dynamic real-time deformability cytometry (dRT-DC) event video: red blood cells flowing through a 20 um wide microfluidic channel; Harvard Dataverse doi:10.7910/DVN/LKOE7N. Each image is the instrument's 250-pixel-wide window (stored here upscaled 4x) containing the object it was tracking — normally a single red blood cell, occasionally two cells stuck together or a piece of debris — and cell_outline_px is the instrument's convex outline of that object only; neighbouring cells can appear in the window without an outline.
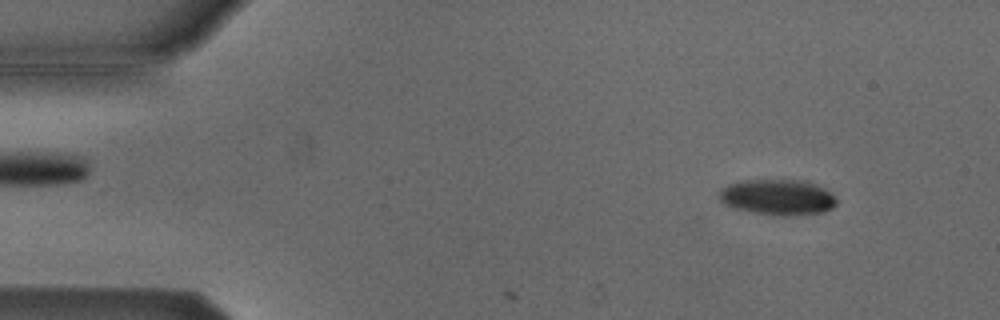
{"species": "Egyptian fruit bat (a non-hibernating species)", "species_latin": "Rousettus aegyptiacus", "temperature_condition": "cold", "stored_images_in_passage": 5, "segment_of_instrument_passage": [2, 2], "camera_frame_rate_fps": 3000, "um_per_image_px": 0.085, "animal": {"sex": "male"}, "frame": {"image": 1, "passage_image": 5, "time_ms": 1.333, "image_size_px": [1000, 320], "cell_outline_px": [[836, 204], [832, 208], [824, 212], [784, 216], [756, 212], [736, 208], [724, 204], [716, 196], [720, 188], [728, 184], [740, 180], [804, 180], [816, 184], [824, 188], [836, 196]], "centroid_in_image_um": [66.09, 16.74], "position_along_channel_um": 18.9, "area_um2": 24.51}}